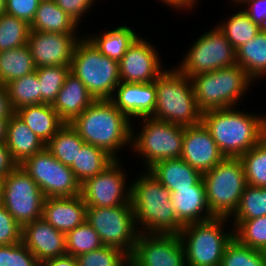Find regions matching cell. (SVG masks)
<instances>
[{
  "instance_id": "obj_55",
  "label": "cell",
  "mask_w": 266,
  "mask_h": 266,
  "mask_svg": "<svg viewBox=\"0 0 266 266\" xmlns=\"http://www.w3.org/2000/svg\"><path fill=\"white\" fill-rule=\"evenodd\" d=\"M3 180L0 179V205L2 204Z\"/></svg>"
},
{
  "instance_id": "obj_34",
  "label": "cell",
  "mask_w": 266,
  "mask_h": 266,
  "mask_svg": "<svg viewBox=\"0 0 266 266\" xmlns=\"http://www.w3.org/2000/svg\"><path fill=\"white\" fill-rule=\"evenodd\" d=\"M216 26L226 36L235 50L250 41L262 30L258 24L249 18L244 10L235 13L229 20Z\"/></svg>"
},
{
  "instance_id": "obj_19",
  "label": "cell",
  "mask_w": 266,
  "mask_h": 266,
  "mask_svg": "<svg viewBox=\"0 0 266 266\" xmlns=\"http://www.w3.org/2000/svg\"><path fill=\"white\" fill-rule=\"evenodd\" d=\"M22 243L42 264L66 254V235L55 229L43 217L22 227Z\"/></svg>"
},
{
  "instance_id": "obj_52",
  "label": "cell",
  "mask_w": 266,
  "mask_h": 266,
  "mask_svg": "<svg viewBox=\"0 0 266 266\" xmlns=\"http://www.w3.org/2000/svg\"><path fill=\"white\" fill-rule=\"evenodd\" d=\"M197 0H180V8H184L187 10L192 9L194 4H196Z\"/></svg>"
},
{
  "instance_id": "obj_40",
  "label": "cell",
  "mask_w": 266,
  "mask_h": 266,
  "mask_svg": "<svg viewBox=\"0 0 266 266\" xmlns=\"http://www.w3.org/2000/svg\"><path fill=\"white\" fill-rule=\"evenodd\" d=\"M220 266H266L264 251L240 243L235 237L225 248Z\"/></svg>"
},
{
  "instance_id": "obj_51",
  "label": "cell",
  "mask_w": 266,
  "mask_h": 266,
  "mask_svg": "<svg viewBox=\"0 0 266 266\" xmlns=\"http://www.w3.org/2000/svg\"><path fill=\"white\" fill-rule=\"evenodd\" d=\"M9 118H0V143H5Z\"/></svg>"
},
{
  "instance_id": "obj_58",
  "label": "cell",
  "mask_w": 266,
  "mask_h": 266,
  "mask_svg": "<svg viewBox=\"0 0 266 266\" xmlns=\"http://www.w3.org/2000/svg\"><path fill=\"white\" fill-rule=\"evenodd\" d=\"M265 203H266V186H265Z\"/></svg>"
},
{
  "instance_id": "obj_14",
  "label": "cell",
  "mask_w": 266,
  "mask_h": 266,
  "mask_svg": "<svg viewBox=\"0 0 266 266\" xmlns=\"http://www.w3.org/2000/svg\"><path fill=\"white\" fill-rule=\"evenodd\" d=\"M119 161L115 159L102 172L81 184V196L87 207H115L131 203V186L126 185L127 176L120 169Z\"/></svg>"
},
{
  "instance_id": "obj_44",
  "label": "cell",
  "mask_w": 266,
  "mask_h": 266,
  "mask_svg": "<svg viewBox=\"0 0 266 266\" xmlns=\"http://www.w3.org/2000/svg\"><path fill=\"white\" fill-rule=\"evenodd\" d=\"M22 242V227L7 209L0 205V245Z\"/></svg>"
},
{
  "instance_id": "obj_15",
  "label": "cell",
  "mask_w": 266,
  "mask_h": 266,
  "mask_svg": "<svg viewBox=\"0 0 266 266\" xmlns=\"http://www.w3.org/2000/svg\"><path fill=\"white\" fill-rule=\"evenodd\" d=\"M130 266H186L185 251L179 235L147 234L140 231Z\"/></svg>"
},
{
  "instance_id": "obj_5",
  "label": "cell",
  "mask_w": 266,
  "mask_h": 266,
  "mask_svg": "<svg viewBox=\"0 0 266 266\" xmlns=\"http://www.w3.org/2000/svg\"><path fill=\"white\" fill-rule=\"evenodd\" d=\"M190 79L202 112L237 106L253 81L238 64L197 74Z\"/></svg>"
},
{
  "instance_id": "obj_46",
  "label": "cell",
  "mask_w": 266,
  "mask_h": 266,
  "mask_svg": "<svg viewBox=\"0 0 266 266\" xmlns=\"http://www.w3.org/2000/svg\"><path fill=\"white\" fill-rule=\"evenodd\" d=\"M55 3L77 23L96 0H54Z\"/></svg>"
},
{
  "instance_id": "obj_53",
  "label": "cell",
  "mask_w": 266,
  "mask_h": 266,
  "mask_svg": "<svg viewBox=\"0 0 266 266\" xmlns=\"http://www.w3.org/2000/svg\"><path fill=\"white\" fill-rule=\"evenodd\" d=\"M162 1L163 3H166L167 6H171V7H174L176 10L177 8L180 9V0H160Z\"/></svg>"
},
{
  "instance_id": "obj_57",
  "label": "cell",
  "mask_w": 266,
  "mask_h": 266,
  "mask_svg": "<svg viewBox=\"0 0 266 266\" xmlns=\"http://www.w3.org/2000/svg\"><path fill=\"white\" fill-rule=\"evenodd\" d=\"M264 138L266 139V122H265V125H264Z\"/></svg>"
},
{
  "instance_id": "obj_56",
  "label": "cell",
  "mask_w": 266,
  "mask_h": 266,
  "mask_svg": "<svg viewBox=\"0 0 266 266\" xmlns=\"http://www.w3.org/2000/svg\"><path fill=\"white\" fill-rule=\"evenodd\" d=\"M235 4H244L247 0H232Z\"/></svg>"
},
{
  "instance_id": "obj_8",
  "label": "cell",
  "mask_w": 266,
  "mask_h": 266,
  "mask_svg": "<svg viewBox=\"0 0 266 266\" xmlns=\"http://www.w3.org/2000/svg\"><path fill=\"white\" fill-rule=\"evenodd\" d=\"M208 206L216 217H230L247 187L240 158H224L203 174Z\"/></svg>"
},
{
  "instance_id": "obj_23",
  "label": "cell",
  "mask_w": 266,
  "mask_h": 266,
  "mask_svg": "<svg viewBox=\"0 0 266 266\" xmlns=\"http://www.w3.org/2000/svg\"><path fill=\"white\" fill-rule=\"evenodd\" d=\"M94 101L87 87L77 76L69 72L52 107L65 123H71Z\"/></svg>"
},
{
  "instance_id": "obj_11",
  "label": "cell",
  "mask_w": 266,
  "mask_h": 266,
  "mask_svg": "<svg viewBox=\"0 0 266 266\" xmlns=\"http://www.w3.org/2000/svg\"><path fill=\"white\" fill-rule=\"evenodd\" d=\"M20 167L38 184L45 198L81 194V184L70 166L58 161L46 147L27 158Z\"/></svg>"
},
{
  "instance_id": "obj_27",
  "label": "cell",
  "mask_w": 266,
  "mask_h": 266,
  "mask_svg": "<svg viewBox=\"0 0 266 266\" xmlns=\"http://www.w3.org/2000/svg\"><path fill=\"white\" fill-rule=\"evenodd\" d=\"M78 25L54 0H41L30 28L31 31L76 34Z\"/></svg>"
},
{
  "instance_id": "obj_21",
  "label": "cell",
  "mask_w": 266,
  "mask_h": 266,
  "mask_svg": "<svg viewBox=\"0 0 266 266\" xmlns=\"http://www.w3.org/2000/svg\"><path fill=\"white\" fill-rule=\"evenodd\" d=\"M171 202L178 220L184 226L216 218L208 206L203 180L191 188L171 192Z\"/></svg>"
},
{
  "instance_id": "obj_37",
  "label": "cell",
  "mask_w": 266,
  "mask_h": 266,
  "mask_svg": "<svg viewBox=\"0 0 266 266\" xmlns=\"http://www.w3.org/2000/svg\"><path fill=\"white\" fill-rule=\"evenodd\" d=\"M69 72L70 66L54 65L36 68L42 103L53 104Z\"/></svg>"
},
{
  "instance_id": "obj_13",
  "label": "cell",
  "mask_w": 266,
  "mask_h": 266,
  "mask_svg": "<svg viewBox=\"0 0 266 266\" xmlns=\"http://www.w3.org/2000/svg\"><path fill=\"white\" fill-rule=\"evenodd\" d=\"M44 200L38 184L20 165L3 179L2 205L21 227L42 218Z\"/></svg>"
},
{
  "instance_id": "obj_38",
  "label": "cell",
  "mask_w": 266,
  "mask_h": 266,
  "mask_svg": "<svg viewBox=\"0 0 266 266\" xmlns=\"http://www.w3.org/2000/svg\"><path fill=\"white\" fill-rule=\"evenodd\" d=\"M233 223L234 237L240 243L256 250H266V215L251 220H233Z\"/></svg>"
},
{
  "instance_id": "obj_2",
  "label": "cell",
  "mask_w": 266,
  "mask_h": 266,
  "mask_svg": "<svg viewBox=\"0 0 266 266\" xmlns=\"http://www.w3.org/2000/svg\"><path fill=\"white\" fill-rule=\"evenodd\" d=\"M130 120L110 99H99L70 125L85 143L99 147L117 159L116 153L131 144L133 127Z\"/></svg>"
},
{
  "instance_id": "obj_41",
  "label": "cell",
  "mask_w": 266,
  "mask_h": 266,
  "mask_svg": "<svg viewBox=\"0 0 266 266\" xmlns=\"http://www.w3.org/2000/svg\"><path fill=\"white\" fill-rule=\"evenodd\" d=\"M234 220H251L266 215L265 186L247 185L237 209L232 214Z\"/></svg>"
},
{
  "instance_id": "obj_45",
  "label": "cell",
  "mask_w": 266,
  "mask_h": 266,
  "mask_svg": "<svg viewBox=\"0 0 266 266\" xmlns=\"http://www.w3.org/2000/svg\"><path fill=\"white\" fill-rule=\"evenodd\" d=\"M40 1L41 0H6L5 13L30 24L39 7Z\"/></svg>"
},
{
  "instance_id": "obj_20",
  "label": "cell",
  "mask_w": 266,
  "mask_h": 266,
  "mask_svg": "<svg viewBox=\"0 0 266 266\" xmlns=\"http://www.w3.org/2000/svg\"><path fill=\"white\" fill-rule=\"evenodd\" d=\"M110 99L129 119L151 117L156 106V87L151 83L120 82Z\"/></svg>"
},
{
  "instance_id": "obj_36",
  "label": "cell",
  "mask_w": 266,
  "mask_h": 266,
  "mask_svg": "<svg viewBox=\"0 0 266 266\" xmlns=\"http://www.w3.org/2000/svg\"><path fill=\"white\" fill-rule=\"evenodd\" d=\"M248 185L266 186V139L263 138L241 157Z\"/></svg>"
},
{
  "instance_id": "obj_9",
  "label": "cell",
  "mask_w": 266,
  "mask_h": 266,
  "mask_svg": "<svg viewBox=\"0 0 266 266\" xmlns=\"http://www.w3.org/2000/svg\"><path fill=\"white\" fill-rule=\"evenodd\" d=\"M86 221L98 233L103 245L119 248L129 256L132 254L140 233L132 203L115 207H87Z\"/></svg>"
},
{
  "instance_id": "obj_35",
  "label": "cell",
  "mask_w": 266,
  "mask_h": 266,
  "mask_svg": "<svg viewBox=\"0 0 266 266\" xmlns=\"http://www.w3.org/2000/svg\"><path fill=\"white\" fill-rule=\"evenodd\" d=\"M30 31L28 22L7 13L0 14V52L26 45Z\"/></svg>"
},
{
  "instance_id": "obj_54",
  "label": "cell",
  "mask_w": 266,
  "mask_h": 266,
  "mask_svg": "<svg viewBox=\"0 0 266 266\" xmlns=\"http://www.w3.org/2000/svg\"><path fill=\"white\" fill-rule=\"evenodd\" d=\"M6 0H0V14L5 13Z\"/></svg>"
},
{
  "instance_id": "obj_26",
  "label": "cell",
  "mask_w": 266,
  "mask_h": 266,
  "mask_svg": "<svg viewBox=\"0 0 266 266\" xmlns=\"http://www.w3.org/2000/svg\"><path fill=\"white\" fill-rule=\"evenodd\" d=\"M15 114L46 144L66 123L51 104L27 105Z\"/></svg>"
},
{
  "instance_id": "obj_33",
  "label": "cell",
  "mask_w": 266,
  "mask_h": 266,
  "mask_svg": "<svg viewBox=\"0 0 266 266\" xmlns=\"http://www.w3.org/2000/svg\"><path fill=\"white\" fill-rule=\"evenodd\" d=\"M6 88L14 111L27 105L42 104L39 80L36 71L10 81Z\"/></svg>"
},
{
  "instance_id": "obj_12",
  "label": "cell",
  "mask_w": 266,
  "mask_h": 266,
  "mask_svg": "<svg viewBox=\"0 0 266 266\" xmlns=\"http://www.w3.org/2000/svg\"><path fill=\"white\" fill-rule=\"evenodd\" d=\"M236 50L217 26L190 47L177 69L191 78L197 74L236 65Z\"/></svg>"
},
{
  "instance_id": "obj_31",
  "label": "cell",
  "mask_w": 266,
  "mask_h": 266,
  "mask_svg": "<svg viewBox=\"0 0 266 266\" xmlns=\"http://www.w3.org/2000/svg\"><path fill=\"white\" fill-rule=\"evenodd\" d=\"M36 71L28 45L0 52V83L7 85L10 81L22 78Z\"/></svg>"
},
{
  "instance_id": "obj_3",
  "label": "cell",
  "mask_w": 266,
  "mask_h": 266,
  "mask_svg": "<svg viewBox=\"0 0 266 266\" xmlns=\"http://www.w3.org/2000/svg\"><path fill=\"white\" fill-rule=\"evenodd\" d=\"M131 186V203L136 225L142 233L178 235L184 225L178 220L171 192L147 169Z\"/></svg>"
},
{
  "instance_id": "obj_32",
  "label": "cell",
  "mask_w": 266,
  "mask_h": 266,
  "mask_svg": "<svg viewBox=\"0 0 266 266\" xmlns=\"http://www.w3.org/2000/svg\"><path fill=\"white\" fill-rule=\"evenodd\" d=\"M85 142L78 132L66 123L47 143L46 148L62 164L71 166Z\"/></svg>"
},
{
  "instance_id": "obj_50",
  "label": "cell",
  "mask_w": 266,
  "mask_h": 266,
  "mask_svg": "<svg viewBox=\"0 0 266 266\" xmlns=\"http://www.w3.org/2000/svg\"><path fill=\"white\" fill-rule=\"evenodd\" d=\"M41 266H78V263L76 257L65 254L60 257L46 260Z\"/></svg>"
},
{
  "instance_id": "obj_16",
  "label": "cell",
  "mask_w": 266,
  "mask_h": 266,
  "mask_svg": "<svg viewBox=\"0 0 266 266\" xmlns=\"http://www.w3.org/2000/svg\"><path fill=\"white\" fill-rule=\"evenodd\" d=\"M77 36L76 34L30 31L27 45L35 67L70 66L76 43L81 39Z\"/></svg>"
},
{
  "instance_id": "obj_29",
  "label": "cell",
  "mask_w": 266,
  "mask_h": 266,
  "mask_svg": "<svg viewBox=\"0 0 266 266\" xmlns=\"http://www.w3.org/2000/svg\"><path fill=\"white\" fill-rule=\"evenodd\" d=\"M115 159L103 149L85 143L70 166L80 184L102 172Z\"/></svg>"
},
{
  "instance_id": "obj_17",
  "label": "cell",
  "mask_w": 266,
  "mask_h": 266,
  "mask_svg": "<svg viewBox=\"0 0 266 266\" xmlns=\"http://www.w3.org/2000/svg\"><path fill=\"white\" fill-rule=\"evenodd\" d=\"M154 46L137 37L119 61L120 81L151 83L163 72L161 60Z\"/></svg>"
},
{
  "instance_id": "obj_22",
  "label": "cell",
  "mask_w": 266,
  "mask_h": 266,
  "mask_svg": "<svg viewBox=\"0 0 266 266\" xmlns=\"http://www.w3.org/2000/svg\"><path fill=\"white\" fill-rule=\"evenodd\" d=\"M87 206L80 195L45 198L42 217L63 233L73 230L86 221Z\"/></svg>"
},
{
  "instance_id": "obj_48",
  "label": "cell",
  "mask_w": 266,
  "mask_h": 266,
  "mask_svg": "<svg viewBox=\"0 0 266 266\" xmlns=\"http://www.w3.org/2000/svg\"><path fill=\"white\" fill-rule=\"evenodd\" d=\"M16 166L6 143H0V179L3 180Z\"/></svg>"
},
{
  "instance_id": "obj_24",
  "label": "cell",
  "mask_w": 266,
  "mask_h": 266,
  "mask_svg": "<svg viewBox=\"0 0 266 266\" xmlns=\"http://www.w3.org/2000/svg\"><path fill=\"white\" fill-rule=\"evenodd\" d=\"M5 143L17 165L46 147V144L15 113L8 120Z\"/></svg>"
},
{
  "instance_id": "obj_6",
  "label": "cell",
  "mask_w": 266,
  "mask_h": 266,
  "mask_svg": "<svg viewBox=\"0 0 266 266\" xmlns=\"http://www.w3.org/2000/svg\"><path fill=\"white\" fill-rule=\"evenodd\" d=\"M81 37L74 49L70 72L79 78L95 100L111 99L121 82L119 62L101 54L86 37Z\"/></svg>"
},
{
  "instance_id": "obj_49",
  "label": "cell",
  "mask_w": 266,
  "mask_h": 266,
  "mask_svg": "<svg viewBox=\"0 0 266 266\" xmlns=\"http://www.w3.org/2000/svg\"><path fill=\"white\" fill-rule=\"evenodd\" d=\"M15 111L13 110L8 90L5 85L0 83V118H10Z\"/></svg>"
},
{
  "instance_id": "obj_4",
  "label": "cell",
  "mask_w": 266,
  "mask_h": 266,
  "mask_svg": "<svg viewBox=\"0 0 266 266\" xmlns=\"http://www.w3.org/2000/svg\"><path fill=\"white\" fill-rule=\"evenodd\" d=\"M156 106L151 116L183 127L201 123L192 81L177 68L164 70L154 81Z\"/></svg>"
},
{
  "instance_id": "obj_43",
  "label": "cell",
  "mask_w": 266,
  "mask_h": 266,
  "mask_svg": "<svg viewBox=\"0 0 266 266\" xmlns=\"http://www.w3.org/2000/svg\"><path fill=\"white\" fill-rule=\"evenodd\" d=\"M0 266H41L34 254L22 243L0 245Z\"/></svg>"
},
{
  "instance_id": "obj_25",
  "label": "cell",
  "mask_w": 266,
  "mask_h": 266,
  "mask_svg": "<svg viewBox=\"0 0 266 266\" xmlns=\"http://www.w3.org/2000/svg\"><path fill=\"white\" fill-rule=\"evenodd\" d=\"M148 170L170 192L191 188L199 184L203 177L200 171L191 167L181 157L156 162Z\"/></svg>"
},
{
  "instance_id": "obj_28",
  "label": "cell",
  "mask_w": 266,
  "mask_h": 266,
  "mask_svg": "<svg viewBox=\"0 0 266 266\" xmlns=\"http://www.w3.org/2000/svg\"><path fill=\"white\" fill-rule=\"evenodd\" d=\"M236 62L252 80L266 74V30L236 50Z\"/></svg>"
},
{
  "instance_id": "obj_47",
  "label": "cell",
  "mask_w": 266,
  "mask_h": 266,
  "mask_svg": "<svg viewBox=\"0 0 266 266\" xmlns=\"http://www.w3.org/2000/svg\"><path fill=\"white\" fill-rule=\"evenodd\" d=\"M248 4L244 11L249 18L261 29L266 30V0H247L243 5Z\"/></svg>"
},
{
  "instance_id": "obj_7",
  "label": "cell",
  "mask_w": 266,
  "mask_h": 266,
  "mask_svg": "<svg viewBox=\"0 0 266 266\" xmlns=\"http://www.w3.org/2000/svg\"><path fill=\"white\" fill-rule=\"evenodd\" d=\"M228 217L185 225L179 237L185 251L187 266H220L226 246L234 231L224 232Z\"/></svg>"
},
{
  "instance_id": "obj_39",
  "label": "cell",
  "mask_w": 266,
  "mask_h": 266,
  "mask_svg": "<svg viewBox=\"0 0 266 266\" xmlns=\"http://www.w3.org/2000/svg\"><path fill=\"white\" fill-rule=\"evenodd\" d=\"M65 235L66 254L74 257L100 249L103 246L98 233L87 221L68 231Z\"/></svg>"
},
{
  "instance_id": "obj_18",
  "label": "cell",
  "mask_w": 266,
  "mask_h": 266,
  "mask_svg": "<svg viewBox=\"0 0 266 266\" xmlns=\"http://www.w3.org/2000/svg\"><path fill=\"white\" fill-rule=\"evenodd\" d=\"M181 158L204 174L220 163L225 156L209 131L200 123L184 127Z\"/></svg>"
},
{
  "instance_id": "obj_30",
  "label": "cell",
  "mask_w": 266,
  "mask_h": 266,
  "mask_svg": "<svg viewBox=\"0 0 266 266\" xmlns=\"http://www.w3.org/2000/svg\"><path fill=\"white\" fill-rule=\"evenodd\" d=\"M137 37L134 30L123 25L87 39L101 54L119 62Z\"/></svg>"
},
{
  "instance_id": "obj_10",
  "label": "cell",
  "mask_w": 266,
  "mask_h": 266,
  "mask_svg": "<svg viewBox=\"0 0 266 266\" xmlns=\"http://www.w3.org/2000/svg\"><path fill=\"white\" fill-rule=\"evenodd\" d=\"M143 128L138 136L132 129V147L146 161V170L156 162L180 158L184 127L153 117H143Z\"/></svg>"
},
{
  "instance_id": "obj_1",
  "label": "cell",
  "mask_w": 266,
  "mask_h": 266,
  "mask_svg": "<svg viewBox=\"0 0 266 266\" xmlns=\"http://www.w3.org/2000/svg\"><path fill=\"white\" fill-rule=\"evenodd\" d=\"M266 116L233 108L202 113L201 123L211 134L225 158H240L264 138Z\"/></svg>"
},
{
  "instance_id": "obj_42",
  "label": "cell",
  "mask_w": 266,
  "mask_h": 266,
  "mask_svg": "<svg viewBox=\"0 0 266 266\" xmlns=\"http://www.w3.org/2000/svg\"><path fill=\"white\" fill-rule=\"evenodd\" d=\"M76 259L78 266H130L129 255L113 246L103 245L100 249L78 255Z\"/></svg>"
}]
</instances>
